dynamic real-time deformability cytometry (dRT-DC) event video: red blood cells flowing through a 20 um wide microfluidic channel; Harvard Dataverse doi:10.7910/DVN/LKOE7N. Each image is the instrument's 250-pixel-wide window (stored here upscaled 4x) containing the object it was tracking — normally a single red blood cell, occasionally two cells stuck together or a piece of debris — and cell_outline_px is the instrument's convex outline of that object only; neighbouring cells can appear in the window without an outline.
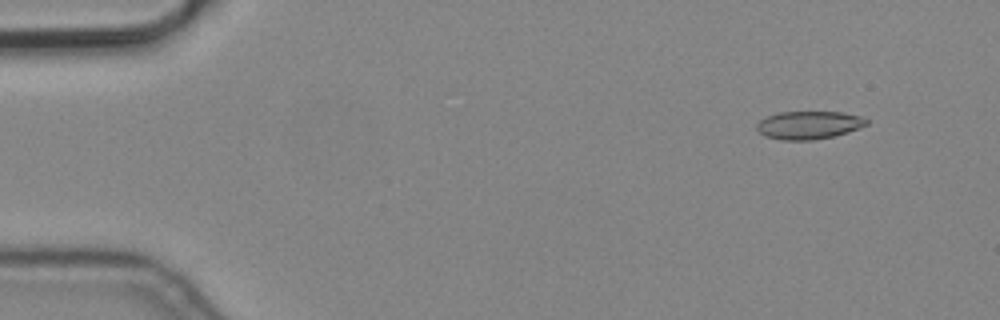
{"species": "common noctule bat (a hibernating species)", "species_latin": "Nyctalus noctula", "temperature_condition": "cold", "stored_images_in_passage": 4, "camera_frame_rate_fps": 3000, "um_per_image_px": 0.085, "animal": {"sex": "male", "body_mass_g": 19.2, "forearm_length_mm": 51.8}, "frame": {"image": 1, "passage_image": 1, "time_ms": 0.0, "image_size_px": [1000, 320], "cell_outline_px": [[868, 124], [848, 132], [832, 136], [812, 140], [784, 140], [764, 136], [756, 128], [756, 124], [760, 120], [768, 116], [780, 112], [844, 112], [860, 116], [868, 120]], "centroid_in_image_um": [68.74, 10.63], "position_along_channel_um": 16.3, "area_um2": 17.8}}